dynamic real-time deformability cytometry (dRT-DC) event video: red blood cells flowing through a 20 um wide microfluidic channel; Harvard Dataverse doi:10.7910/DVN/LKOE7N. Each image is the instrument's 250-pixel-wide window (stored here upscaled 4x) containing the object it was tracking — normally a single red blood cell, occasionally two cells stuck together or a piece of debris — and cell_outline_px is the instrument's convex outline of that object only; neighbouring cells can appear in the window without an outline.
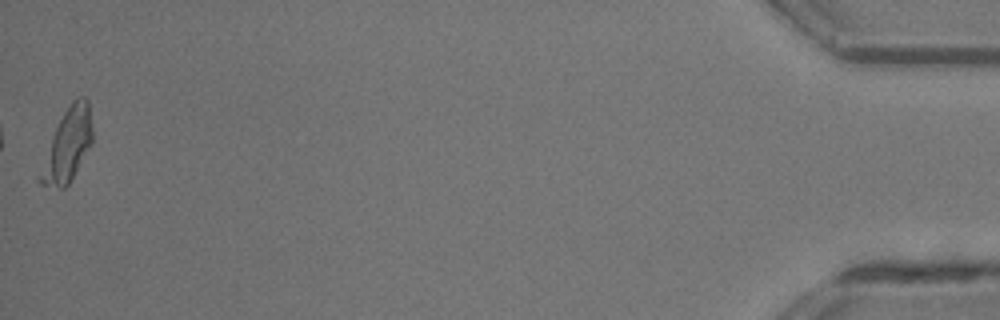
{"species": "common noctule bat (a hibernating species)", "species_latin": "Nyctalus noctula", "temperature_condition": "room temperature", "stored_images_in_passage": 34, "camera_frame_rate_fps": 3000, "um_per_image_px": 0.085, "animal": {"sex": "male", "body_mass_g": 13.3}, "frame": {"image": 1, "passage_image": 34, "time_ms": 11.0, "image_size_px": [1000, 320], "cell_outline_px": [[92, 144], [68, 184], [64, 188], [60, 188], [40, 184], [36, 180], [36, 176], [52, 136], [64, 112], [72, 100], [80, 96], [84, 96], [88, 100], [92, 128]], "centroid_in_image_um": [5.72, 12.36], "position_along_channel_um": 429.5, "area_um2": 21.91}}